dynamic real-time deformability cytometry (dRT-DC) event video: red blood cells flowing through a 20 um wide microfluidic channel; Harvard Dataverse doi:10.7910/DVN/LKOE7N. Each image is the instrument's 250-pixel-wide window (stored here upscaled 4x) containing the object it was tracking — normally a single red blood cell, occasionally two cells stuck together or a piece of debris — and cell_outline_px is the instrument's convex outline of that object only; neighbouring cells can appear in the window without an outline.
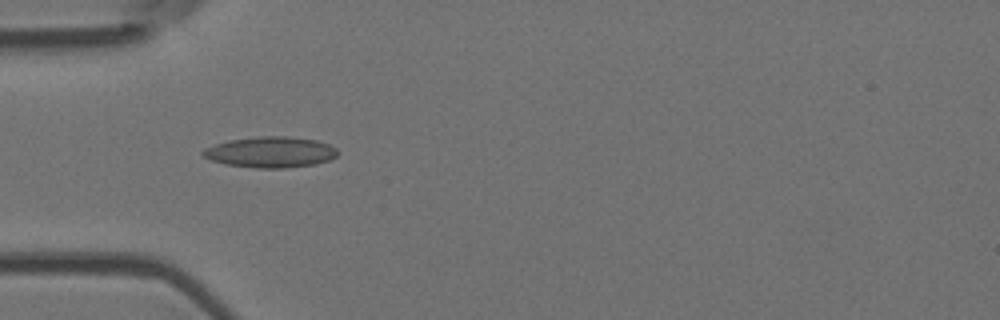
{"species": "Egyptian fruit bat (a non-hibernating species)", "species_latin": "Rousettus aegyptiacus", "temperature_condition": "room temperature", "stored_images_in_passage": 5, "camera_frame_rate_fps": 3000, "um_per_image_px": 0.085, "animal": {"sex": "female"}, "frame": {"image": 1, "passage_image": 4, "time_ms": 1.0, "image_size_px": [1000, 320], "cell_outline_px": [[340, 152], [336, 156], [328, 160], [316, 164], [284, 168], [256, 168], [224, 164], [212, 160], [204, 156], [200, 152], [204, 148], [228, 140], [260, 136], [288, 136], [316, 140], [328, 144], [336, 148]], "centroid_in_image_um": [23.0, 12.93], "position_along_channel_um": 62.0, "area_um2": 24.28}}
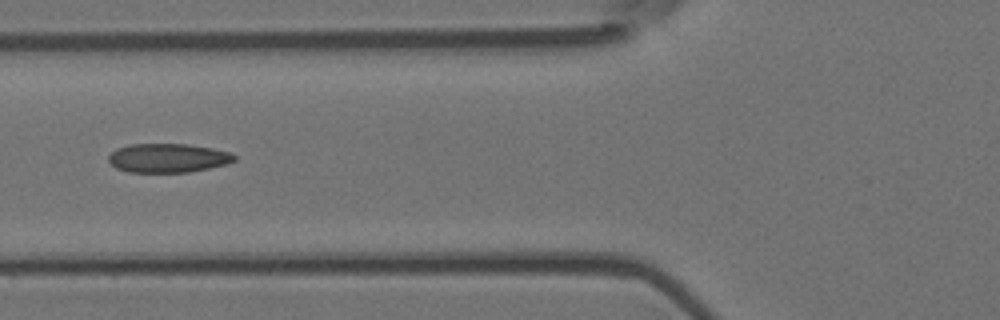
{"frame": {"image": 2, "passage_image": 5, "time_ms": 1.333, "image_size_px": [1000, 320], "cell_outline_px": [[236, 160], [228, 164], [188, 172], [128, 172], [116, 168], [108, 160], [108, 156], [116, 148], [128, 144], [188, 144], [212, 148], [228, 152], [236, 156]], "centroid_in_image_um": [14.26, 13.43], "position_along_channel_um": 111.5, "area_um2": 21.27}}